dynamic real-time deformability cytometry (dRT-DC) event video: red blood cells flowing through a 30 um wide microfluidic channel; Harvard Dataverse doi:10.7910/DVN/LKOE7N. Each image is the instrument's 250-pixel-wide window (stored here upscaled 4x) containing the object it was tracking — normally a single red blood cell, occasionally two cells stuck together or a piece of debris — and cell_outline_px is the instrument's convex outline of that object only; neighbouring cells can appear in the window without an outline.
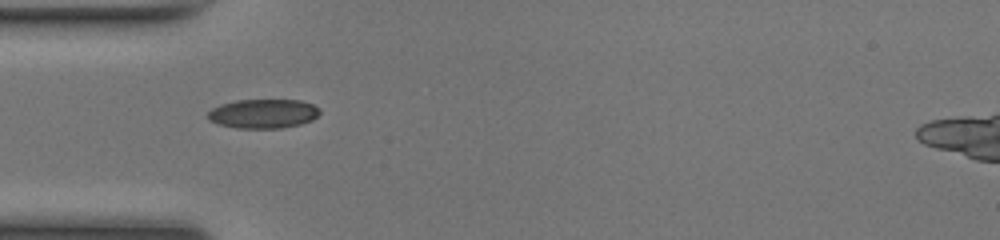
{"species": "common noctule bat (a hibernating species)", "species_latin": "Nyctalus noctula", "temperature_condition": "room temperature", "stored_images_in_passage": 34, "camera_frame_rate_fps": 3000, "um_per_image_px": 0.085, "animal": {"sex": "female", "body_mass_g": 17.0, "forearm_length_mm": 48.0}, "frame": {"image": 1, "passage_image": 1, "time_ms": 0.0, "image_size_px": [1000, 240], "cell_outline_px": [[320, 112], [312, 120], [300, 124], [280, 128], [236, 128], [220, 124], [208, 120], [208, 112], [212, 108], [220, 104], [236, 100], [300, 100], [312, 104], [320, 108]], "centroid_in_image_um": [22.37, 9.65], "position_along_channel_um": 62.6, "area_um2": 19.02}}
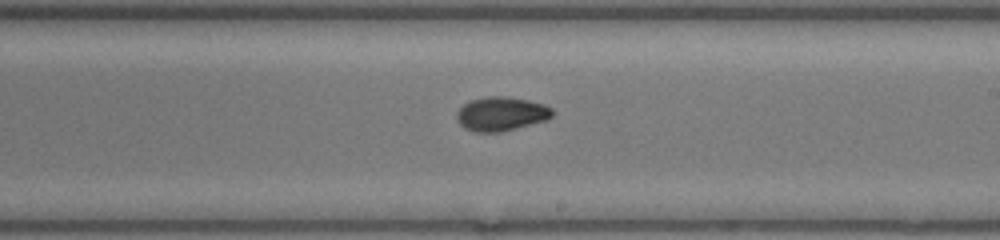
{"frame": {"image": 2, "passage_image": 14, "time_ms": 4.333, "image_size_px": [1000, 240], "cell_outline_px": [[552, 116], [544, 120], [500, 132], [476, 132], [464, 128], [456, 120], [456, 112], [468, 100], [488, 96], [504, 96], [528, 100], [544, 104], [552, 108]], "centroid_in_image_um": [42.55, 9.66], "position_along_channel_um": 246.5, "area_um2": 18.84}}
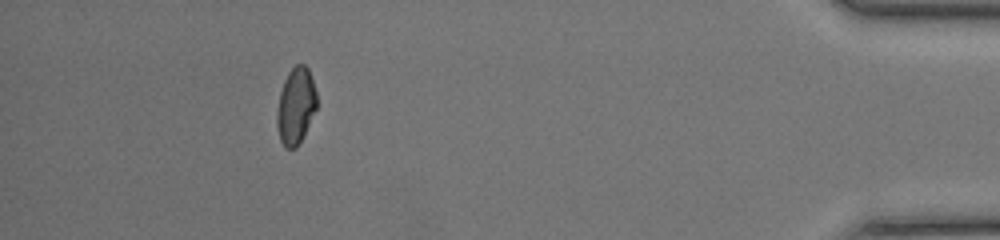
{"frame": {"image": 3, "passage_image": 30, "time_ms": 9.667, "image_size_px": [1000, 240], "cell_outline_px": [[316, 108], [296, 148], [284, 148], [280, 140], [276, 124], [276, 112], [280, 92], [284, 80], [288, 72], [296, 64], [304, 64], [308, 68], [316, 92]], "centroid_in_image_um": [25.11, 8.99], "position_along_channel_um": 410.1, "area_um2": 17.51}, "authors_computed_cell_mechanics": {"area_um2": 18.2648, "velocity_mm_per_s": 4.2544, "shape_relaxation_time_tau1_ms": 4.208, "shape_relaxation_time_tau2_ms": 2.3296, "deformation_change_tau1": 0.146, "deformation_change_tau2": 0.0435}}